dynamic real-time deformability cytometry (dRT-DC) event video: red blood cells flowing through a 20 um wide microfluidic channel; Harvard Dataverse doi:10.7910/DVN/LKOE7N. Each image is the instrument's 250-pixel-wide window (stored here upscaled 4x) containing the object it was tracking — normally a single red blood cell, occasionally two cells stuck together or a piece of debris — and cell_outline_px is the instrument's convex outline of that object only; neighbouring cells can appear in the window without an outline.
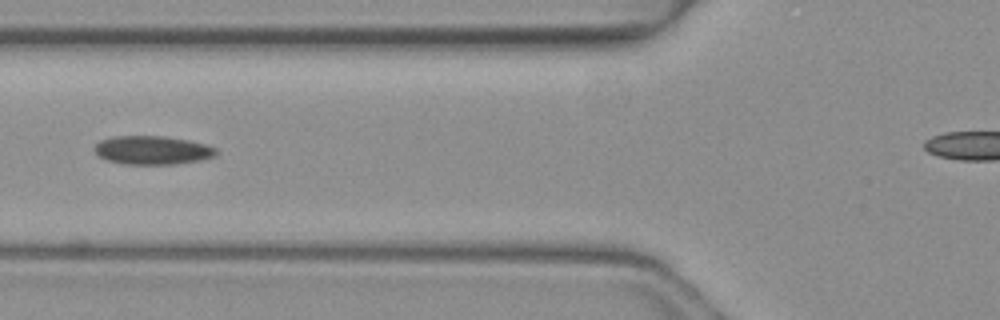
{"species": "common noctule bat (a hibernating species)", "species_latin": "Nyctalus noctula", "temperature_condition": "warm", "stored_images_in_passage": 4, "camera_frame_rate_fps": 3000, "um_per_image_px": 0.085, "animal": {"sex": "female", "body_mass_g": 19.3, "forearm_length_mm": 54.1}, "frame": {"image": 1, "passage_image": 4, "time_ms": 1.0, "image_size_px": [1000, 320], "cell_outline_px": [[220, 152], [216, 156], [200, 160], [176, 164], [124, 164], [108, 160], [100, 156], [92, 148], [100, 140], [112, 136], [164, 136], [188, 140], [204, 144], [216, 148]], "centroid_in_image_um": [12.97, 12.76], "position_along_channel_um": 112.8, "area_um2": 20.35}}